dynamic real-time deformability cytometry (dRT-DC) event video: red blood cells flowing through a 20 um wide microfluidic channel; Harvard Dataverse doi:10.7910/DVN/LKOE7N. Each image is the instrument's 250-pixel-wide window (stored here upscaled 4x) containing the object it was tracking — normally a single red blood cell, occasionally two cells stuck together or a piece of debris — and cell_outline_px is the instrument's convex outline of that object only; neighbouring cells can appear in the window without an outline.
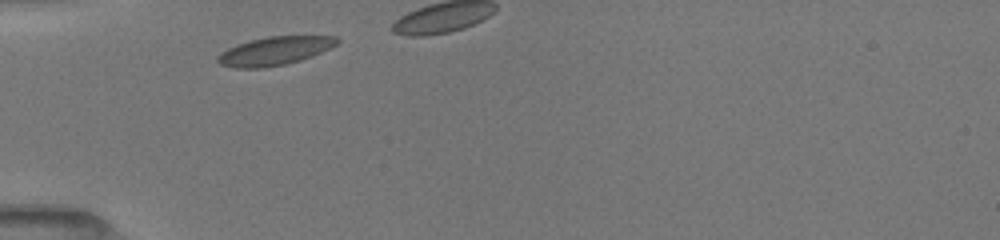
{"species": "common noctule bat (a hibernating species)", "species_latin": "Nyctalus noctula", "temperature_condition": "room temperature", "stored_images_in_passage": 12, "camera_frame_rate_fps": 3000, "um_per_image_px": 0.085, "animal": {"sex": "female", "body_mass_g": 19.5, "forearm_length_mm": 54.1}, "frame": {"image": 1, "passage_image": 1, "time_ms": 0.0, "image_size_px": [1000, 240], "cell_outline_px": [[340, 40], [332, 48], [312, 56], [288, 64], [264, 68], [236, 68], [220, 64], [216, 60], [216, 56], [220, 52], [236, 44], [248, 40], [268, 36], [336, 36]], "centroid_in_image_um": [23.33, 4.33], "position_along_channel_um": 61.7, "area_um2": 20.06}}
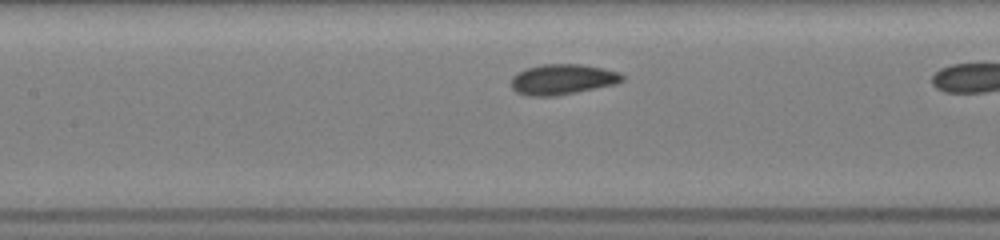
{"frame": {"image": 2, "passage_image": 10, "time_ms": 2.667, "image_size_px": [1000, 240], "cell_outline_px": [[624, 80], [616, 84], [556, 96], [528, 96], [516, 92], [512, 88], [512, 76], [528, 68], [540, 64], [580, 64], [604, 68], [620, 72], [624, 76]], "centroid_in_image_um": [47.84, 6.75], "position_along_channel_um": 159.6, "area_um2": 19.71}}